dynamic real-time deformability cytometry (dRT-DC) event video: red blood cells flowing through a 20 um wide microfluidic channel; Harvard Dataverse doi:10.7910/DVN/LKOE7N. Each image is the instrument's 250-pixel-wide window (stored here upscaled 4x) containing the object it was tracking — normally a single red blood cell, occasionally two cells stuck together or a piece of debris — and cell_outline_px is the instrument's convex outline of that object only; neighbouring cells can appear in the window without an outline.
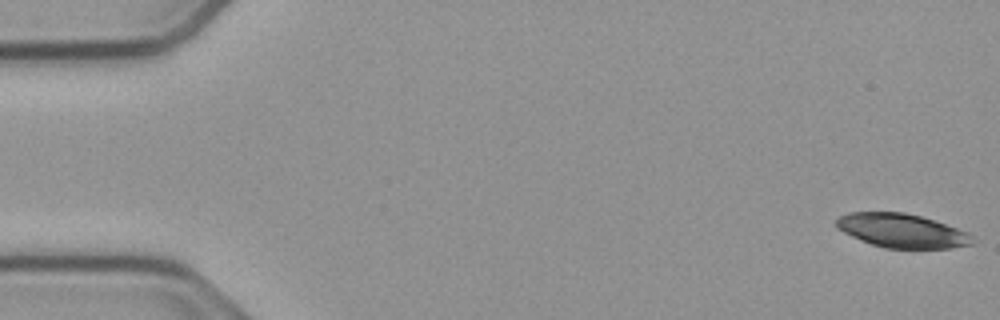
{"species": "common noctule bat (a hibernating species)", "species_latin": "Nyctalus noctula", "temperature_condition": "cold", "stored_images_in_passage": 13, "camera_frame_rate_fps": 3000, "um_per_image_px": 0.085, "animal": {"sex": "male", "body_mass_g": 23.1, "forearm_length_mm": 52.7}, "frame": {"image": 1, "passage_image": 1, "time_ms": 0.0, "image_size_px": [1000, 320], "cell_outline_px": [[976, 244], [952, 248], [884, 248], [860, 240], [836, 228], [836, 220], [840, 216], [848, 212], [904, 212], [920, 216], [968, 232], [972, 236]], "centroid_in_image_um": [76.66, 19.61], "position_along_channel_um": 8.3, "area_um2": 26.82}}